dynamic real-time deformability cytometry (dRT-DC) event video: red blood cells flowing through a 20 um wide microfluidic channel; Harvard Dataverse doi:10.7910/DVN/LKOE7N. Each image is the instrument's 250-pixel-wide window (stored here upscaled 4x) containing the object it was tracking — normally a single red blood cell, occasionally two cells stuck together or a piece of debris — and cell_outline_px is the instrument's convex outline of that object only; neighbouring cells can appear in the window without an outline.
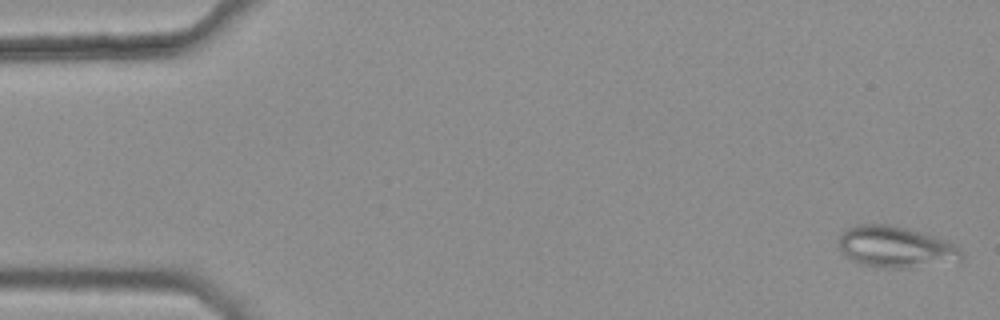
{"species": "common noctule bat (a hibernating species)", "species_latin": "Nyctalus noctula", "temperature_condition": "warm", "stored_images_in_passage": 44, "camera_frame_rate_fps": 3000, "um_per_image_px": 0.085, "animal": {"sex": "female", "body_mass_g": 25.1}, "frame": {"image": 1, "passage_image": 1, "time_ms": 0.0, "image_size_px": [1000, 320], "cell_outline_px": [[964, 256], [960, 260], [904, 268], [884, 268], [860, 264], [852, 260], [840, 248], [840, 232], [844, 228], [856, 224], [888, 224], [908, 228], [956, 244], [960, 248]], "centroid_in_image_um": [76.1, 20.97], "position_along_channel_um": 8.9, "area_um2": 29.36}}
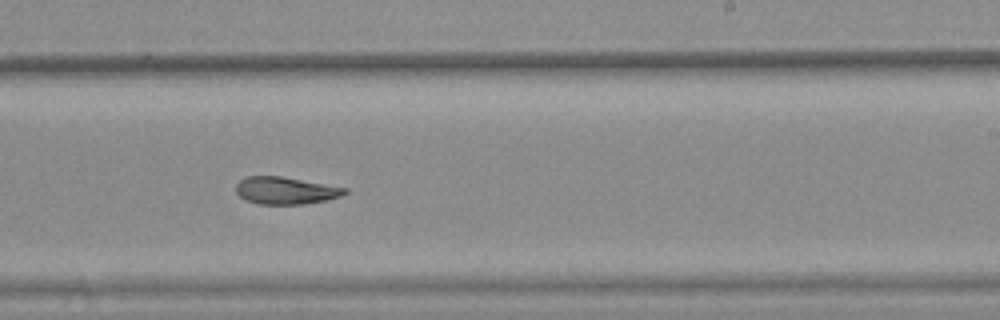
{"frame": {"image": 2, "passage_image": 32, "time_ms": 10.333, "image_size_px": [1000, 320], "cell_outline_px": [[348, 192], [340, 196], [324, 200], [304, 204], [260, 204], [248, 200], [240, 196], [236, 192], [236, 184], [244, 176], [280, 176], [348, 188]], "centroid_in_image_um": [24.26, 16.19], "position_along_channel_um": 264.7, "area_um2": 17.11}}
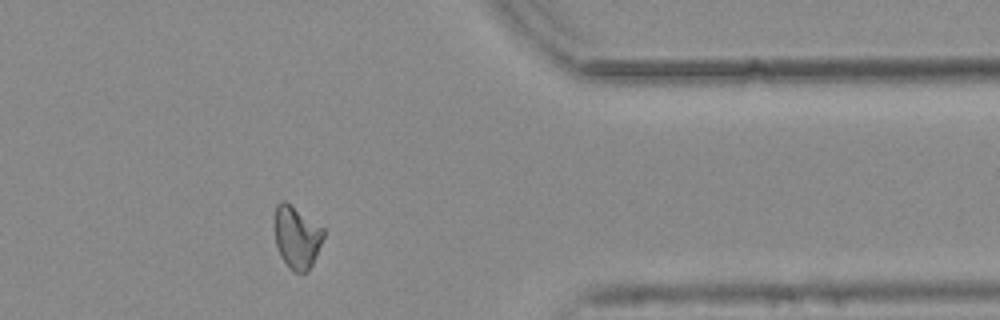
{"frame": {"image": 3, "passage_image": 43, "time_ms": 14.0, "image_size_px": [1000, 320], "cell_outline_px": [[324, 236], [316, 256], [308, 272], [292, 272], [288, 268], [280, 256], [276, 244], [276, 204], [280, 200], [284, 200], [324, 228]], "centroid_in_image_um": [25.24, 20.19], "position_along_channel_um": 386.2, "area_um2": 17.63}, "authors_computed_cell_mechanics": {"area_um2": 18.6116, "velocity_mm_per_s": 3.7703, "shape_relaxation_time_tau1_ms": null, "shape_relaxation_time_tau2_ms": 5.4845, "deformation_change_tau1": null, "deformation_change_tau2": 0.1192}}